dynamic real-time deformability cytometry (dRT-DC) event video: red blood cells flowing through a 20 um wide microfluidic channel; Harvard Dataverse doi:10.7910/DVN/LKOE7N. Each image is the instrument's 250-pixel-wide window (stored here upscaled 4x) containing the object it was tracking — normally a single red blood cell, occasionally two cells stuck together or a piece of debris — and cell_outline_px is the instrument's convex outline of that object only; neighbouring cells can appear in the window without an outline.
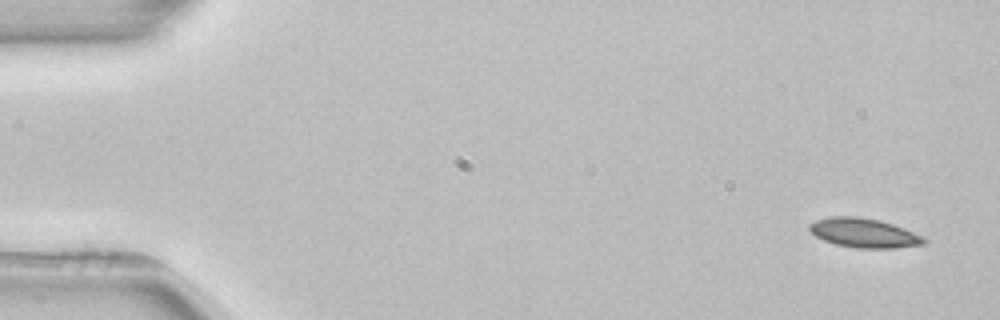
{"species": "common noctule bat (a hibernating species)", "species_latin": "Nyctalus noctula", "temperature_condition": "room temperature", "stored_images_in_passage": 3, "camera_frame_rate_fps": 3000, "um_per_image_px": 0.085, "animal": {"sex": "female", "body_mass_g": 22.7, "forearm_length_mm": 54.2}, "frame": {"image": 1, "passage_image": 1, "time_ms": 0.0, "image_size_px": [1000, 320], "cell_outline_px": [[928, 240], [924, 244], [896, 248], [856, 248], [836, 244], [824, 240], [816, 236], [808, 228], [808, 224], [816, 220], [828, 216], [856, 216], [880, 220], [904, 228]], "centroid_in_image_um": [73.41, 19.79], "position_along_channel_um": 11.6, "area_um2": 19.48}}
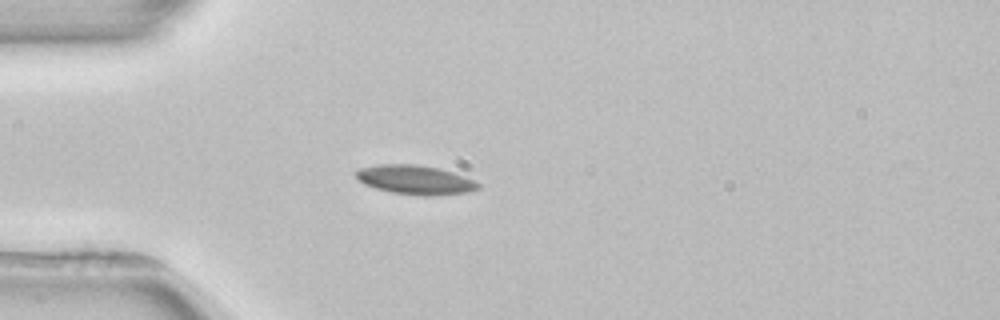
{"frame": {"image": 2, "passage_image": 3, "time_ms": 4.0, "image_size_px": [1000, 320], "cell_outline_px": [[480, 188], [472, 192], [432, 196], [424, 196], [392, 192], [376, 188], [364, 184], [356, 180], [352, 172], [360, 168], [376, 164], [416, 164], [440, 168], [464, 176], [480, 184]], "centroid_in_image_um": [35.26, 15.28], "position_along_channel_um": 49.7, "area_um2": 21.1}}